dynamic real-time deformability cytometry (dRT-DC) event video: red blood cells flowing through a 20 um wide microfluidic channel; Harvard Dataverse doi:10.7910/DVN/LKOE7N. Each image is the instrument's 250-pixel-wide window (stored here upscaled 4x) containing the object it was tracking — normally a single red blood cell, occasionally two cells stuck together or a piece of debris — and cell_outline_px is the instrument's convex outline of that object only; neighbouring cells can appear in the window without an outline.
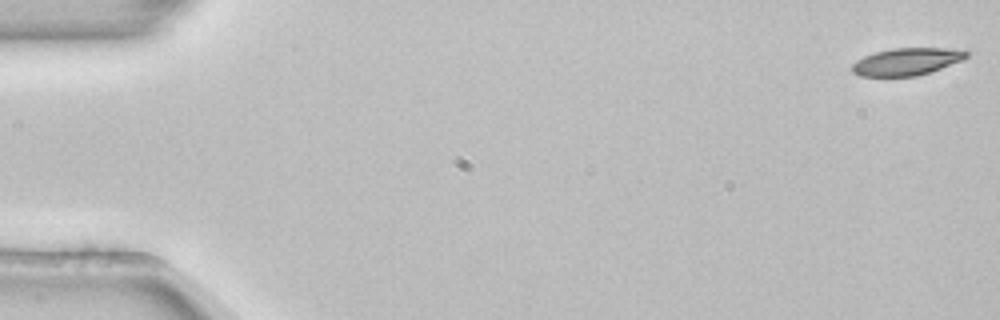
{"species": "common noctule bat (a hibernating species)", "species_latin": "Nyctalus noctula", "temperature_condition": "room temperature", "stored_images_in_passage": 53, "camera_frame_rate_fps": 3000, "um_per_image_px": 0.085, "animal": {"sex": "female", "body_mass_g": 22.7, "forearm_length_mm": 54.2}, "frame": {"image": 1, "passage_image": 1, "time_ms": 0.0, "image_size_px": [1000, 320], "cell_outline_px": [[972, 52], [964, 60], [916, 76], [860, 76], [852, 72], [852, 64], [856, 60], [864, 56], [876, 52], [892, 48], [964, 48]], "centroid_in_image_um": [77.14, 5.21], "position_along_channel_um": 7.9, "area_um2": 18.38}}
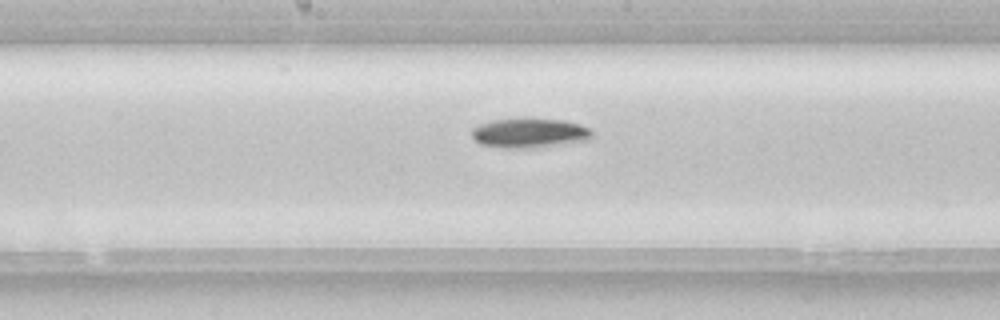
{"frame": {"image": 2, "passage_image": 28, "time_ms": 9.0, "image_size_px": [1000, 320], "cell_outline_px": [[592, 136], [588, 140], [544, 148], [504, 148], [480, 144], [472, 136], [472, 128], [480, 124], [492, 120], [564, 120], [580, 124], [588, 128], [592, 132]], "centroid_in_image_um": [45.03, 11.35], "position_along_channel_um": 203.2, "area_um2": 20.52}}
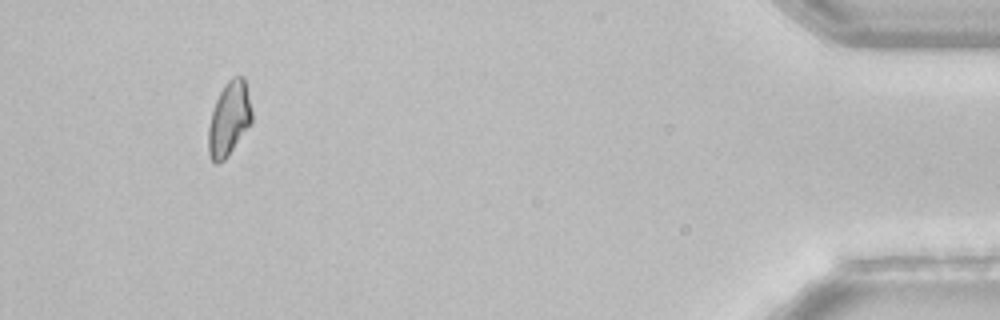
{"frame": {"image": 3, "passage_image": 50, "time_ms": 16.333, "image_size_px": [1000, 320], "cell_outline_px": [[252, 124], [228, 156], [224, 160], [216, 164], [212, 160], [208, 152], [208, 128], [212, 112], [216, 100], [224, 84], [232, 76], [244, 76], [252, 112]], "centroid_in_image_um": [19.48, 10.1], "position_along_channel_um": 415.7, "area_um2": 18.9}}